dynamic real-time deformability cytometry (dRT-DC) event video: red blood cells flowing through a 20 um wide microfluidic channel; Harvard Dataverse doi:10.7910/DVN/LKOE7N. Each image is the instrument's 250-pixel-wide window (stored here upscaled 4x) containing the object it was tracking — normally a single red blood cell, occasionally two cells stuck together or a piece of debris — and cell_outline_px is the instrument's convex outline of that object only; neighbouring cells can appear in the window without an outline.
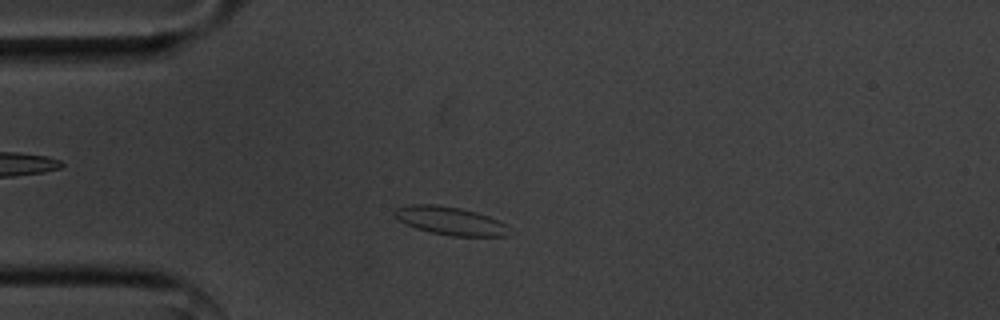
{"species": "common noctule bat (a hibernating species)", "species_latin": "Nyctalus noctula", "temperature_condition": "cold", "stored_images_in_passage": 51, "camera_frame_rate_fps": 3000, "um_per_image_px": 0.085, "animal": {"sex": "male", "body_mass_g": 20.1, "forearm_length_mm": 53.5}, "frame": {"image": 1, "passage_image": 9, "time_ms": 2.667, "image_size_px": [1000, 320], "cell_outline_px": [[516, 232], [508, 236], [452, 236], [432, 232], [416, 228], [400, 220], [392, 212], [396, 208], [404, 204], [436, 204], [460, 208], [476, 212], [500, 220]], "centroid_in_image_um": [38.35, 18.77], "position_along_channel_um": 46.7, "area_um2": 19.07}}
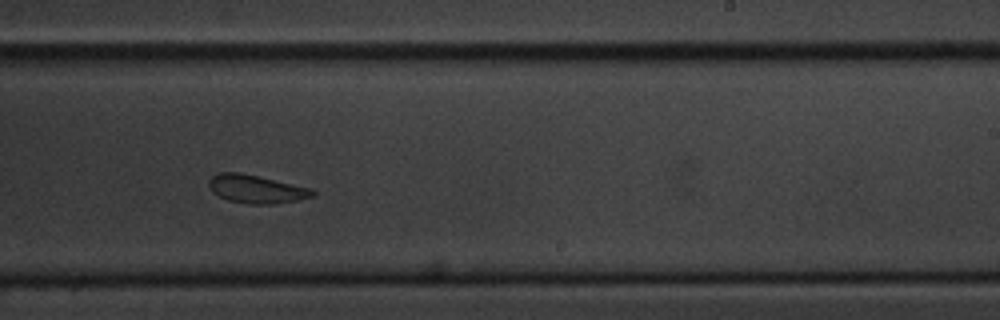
{"frame": {"image": 2, "passage_image": 29, "time_ms": 9.333, "image_size_px": [1000, 320], "cell_outline_px": [[316, 192], [312, 196], [296, 200], [272, 204], [248, 204], [228, 200], [212, 192], [208, 184], [208, 180], [212, 176], [220, 172], [240, 172], [312, 188]], "centroid_in_image_um": [21.76, 16.06], "position_along_channel_um": 267.2, "area_um2": 16.99}}
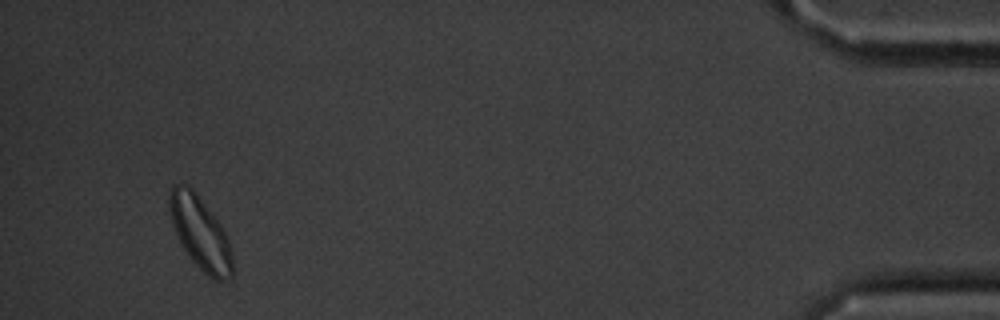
{"frame": {"image": 3, "passage_image": 48, "time_ms": 15.667, "image_size_px": [1000, 320], "cell_outline_px": [[232, 276], [228, 280], [212, 280], [192, 260], [184, 248], [172, 224], [168, 204], [168, 192], [172, 184], [188, 184], [192, 188], [220, 224], [228, 236], [232, 248]], "centroid_in_image_um": [17.02, 19.78], "position_along_channel_um": 418.2, "area_um2": 26.7}, "authors_computed_cell_mechanics": {"area_um2": 18.2648, "velocity_mm_per_s": 3.5338, "shape_relaxation_time_tau1_ms": 4.9603, "shape_relaxation_time_tau2_ms": 2.0179, "deformation_change_tau1": 0.0701, "deformation_change_tau2": 0.0665}}